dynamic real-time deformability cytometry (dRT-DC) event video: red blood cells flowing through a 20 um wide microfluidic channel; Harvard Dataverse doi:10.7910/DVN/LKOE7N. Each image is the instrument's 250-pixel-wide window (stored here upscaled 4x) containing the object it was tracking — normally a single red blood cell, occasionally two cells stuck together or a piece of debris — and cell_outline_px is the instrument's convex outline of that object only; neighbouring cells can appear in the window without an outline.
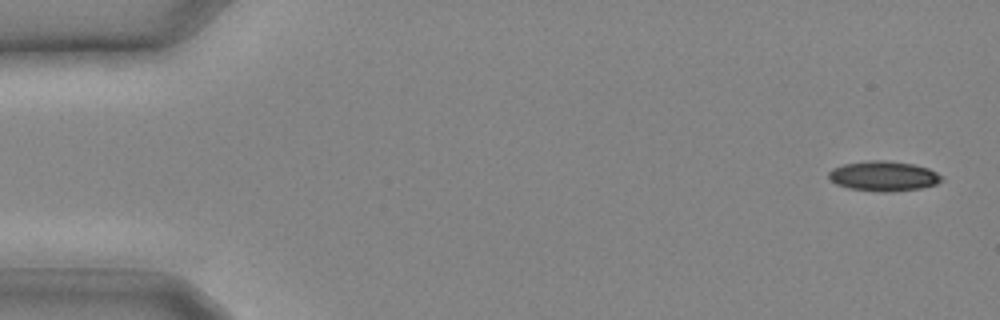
{"species": "common noctule bat (a hibernating species)", "species_latin": "Nyctalus noctula", "temperature_condition": "cold", "stored_images_in_passage": 8, "camera_frame_rate_fps": 3000, "um_per_image_px": 0.085, "animal": {"sex": "male", "body_mass_g": 20.4}, "frame": {"image": 1, "passage_image": 1, "time_ms": 0.0, "image_size_px": [1000, 320], "cell_outline_px": [[944, 180], [936, 184], [920, 188], [892, 192], [876, 192], [848, 188], [836, 184], [828, 180], [828, 172], [832, 168], [844, 164], [868, 160], [884, 160], [912, 164], [928, 168], [944, 176]], "centroid_in_image_um": [75.08, 14.97], "position_along_channel_um": 9.9, "area_um2": 20.0}}
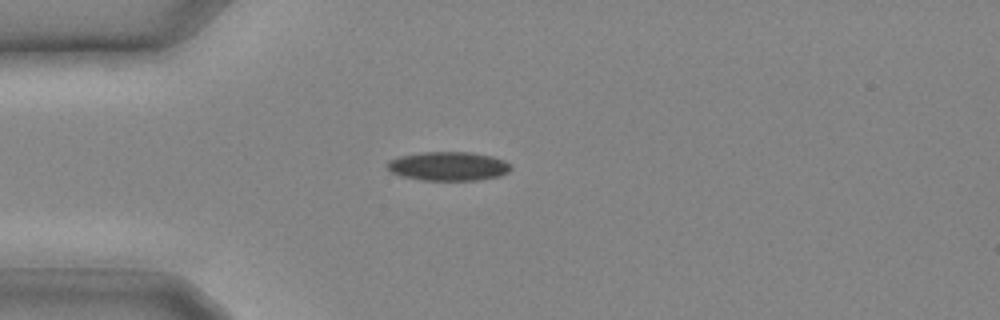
{"frame": {"image": 2, "passage_image": 7, "time_ms": 2.0, "image_size_px": [1000, 320], "cell_outline_px": [[512, 168], [508, 172], [500, 176], [476, 180], [420, 180], [400, 176], [392, 172], [388, 168], [388, 160], [400, 156], [420, 152], [472, 152], [492, 156], [504, 160], [512, 164]], "centroid_in_image_um": [38.13, 14.12], "position_along_channel_um": 46.9, "area_um2": 20.98}}